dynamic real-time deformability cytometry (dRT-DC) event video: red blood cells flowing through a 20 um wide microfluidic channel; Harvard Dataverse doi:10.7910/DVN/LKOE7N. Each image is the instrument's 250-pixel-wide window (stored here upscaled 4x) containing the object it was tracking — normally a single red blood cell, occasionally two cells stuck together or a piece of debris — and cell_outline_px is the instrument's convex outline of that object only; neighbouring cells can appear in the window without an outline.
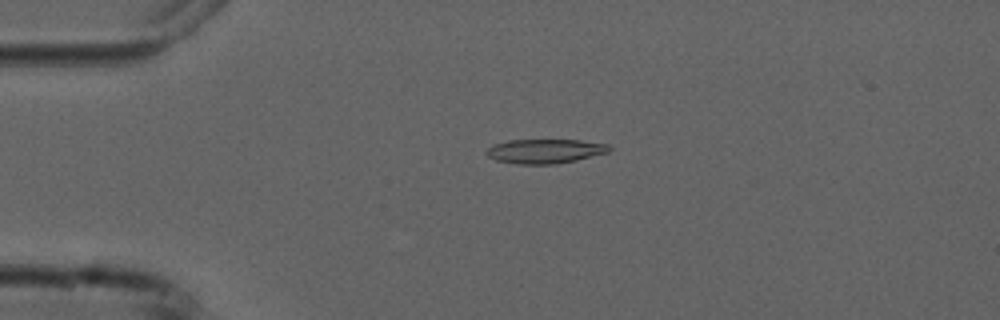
{"species": "common noctule bat (a hibernating species)", "species_latin": "Nyctalus noctula", "temperature_condition": "cold", "stored_images_in_passage": 5, "camera_frame_rate_fps": 3000, "um_per_image_px": 0.085, "animal": {"sex": "male", "forearm_length_mm": 52.5}, "frame": {"image": 1, "passage_image": 5, "time_ms": 5.667, "image_size_px": [1000, 320], "cell_outline_px": [[612, 148], [608, 152], [576, 160], [556, 164], [516, 164], [496, 160], [488, 156], [484, 152], [492, 144], [508, 140], [580, 140], [608, 144]], "centroid_in_image_um": [46.3, 12.84], "position_along_channel_um": 38.7, "area_um2": 17.46}}